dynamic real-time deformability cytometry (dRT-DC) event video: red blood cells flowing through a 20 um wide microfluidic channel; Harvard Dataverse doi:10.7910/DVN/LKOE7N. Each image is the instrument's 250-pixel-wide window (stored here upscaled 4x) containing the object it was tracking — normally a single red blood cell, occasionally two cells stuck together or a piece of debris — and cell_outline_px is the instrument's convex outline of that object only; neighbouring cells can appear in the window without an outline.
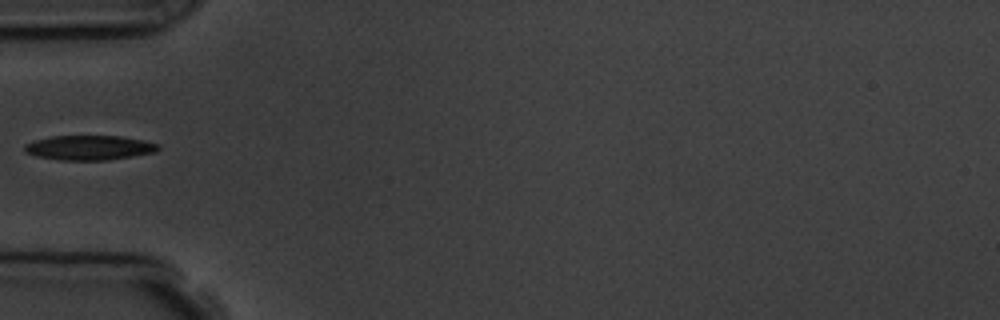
{"species": "common noctule bat (a hibernating species)", "species_latin": "Nyctalus noctula", "temperature_condition": "room temperature", "stored_images_in_passage": 1, "camera_frame_rate_fps": 3000, "um_per_image_px": 0.085, "animal": {"sex": "male", "body_mass_g": 19.5, "forearm_length_mm": 54.6}, "frame": {"image": 1, "passage_image": 1, "time_ms": 0.0, "image_size_px": [1000, 320], "cell_outline_px": [[160, 148], [156, 152], [108, 160], [60, 160], [36, 156], [24, 152], [24, 144], [36, 140], [52, 136], [120, 136], [140, 140], [156, 144]], "centroid_in_image_um": [7.54, 12.56], "position_along_channel_um": 77.5, "area_um2": 19.02}}